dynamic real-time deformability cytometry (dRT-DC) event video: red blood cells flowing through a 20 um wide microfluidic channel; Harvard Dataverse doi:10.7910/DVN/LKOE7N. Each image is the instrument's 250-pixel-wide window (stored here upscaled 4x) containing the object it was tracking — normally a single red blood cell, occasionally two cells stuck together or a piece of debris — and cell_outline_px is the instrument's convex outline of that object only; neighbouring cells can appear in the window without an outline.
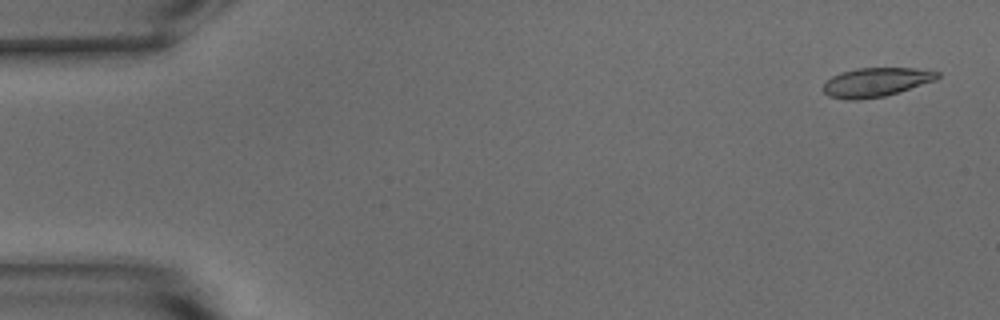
{"species": "common noctule bat (a hibernating species)", "species_latin": "Nyctalus noctula", "temperature_condition": "warm", "stored_images_in_passage": 54, "camera_frame_rate_fps": 3000, "um_per_image_px": 0.085, "animal": {"sex": "male", "body_mass_g": 15.6}, "frame": {"image": 1, "passage_image": 2, "time_ms": 0.333, "image_size_px": [1000, 320], "cell_outline_px": [[940, 76], [936, 80], [884, 96], [856, 100], [848, 100], [828, 96], [824, 92], [824, 80], [840, 72], [856, 68], [916, 68], [940, 72]], "centroid_in_image_um": [74.43, 6.98], "position_along_channel_um": 10.6, "area_um2": 19.31}}
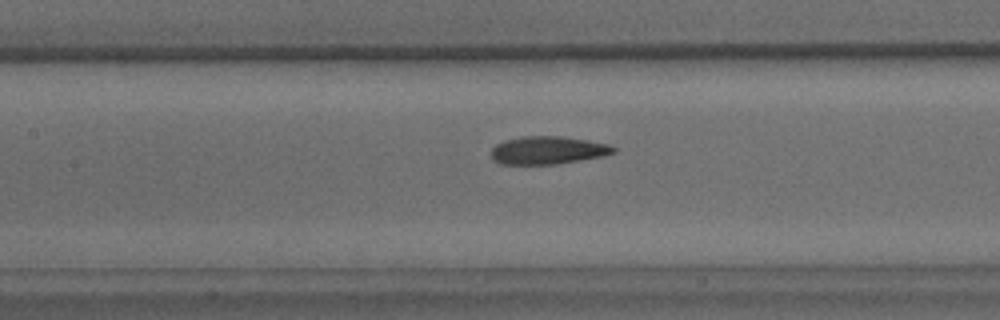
{"frame": {"image": 2, "passage_image": 24, "time_ms": 7.667, "image_size_px": [1000, 320], "cell_outline_px": [[616, 152], [604, 156], [556, 164], [500, 164], [492, 160], [492, 148], [496, 144], [504, 140], [520, 136], [560, 136], [588, 140], [608, 144], [616, 148]], "centroid_in_image_um": [46.56, 12.77], "position_along_channel_um": 160.8, "area_um2": 20.0}}
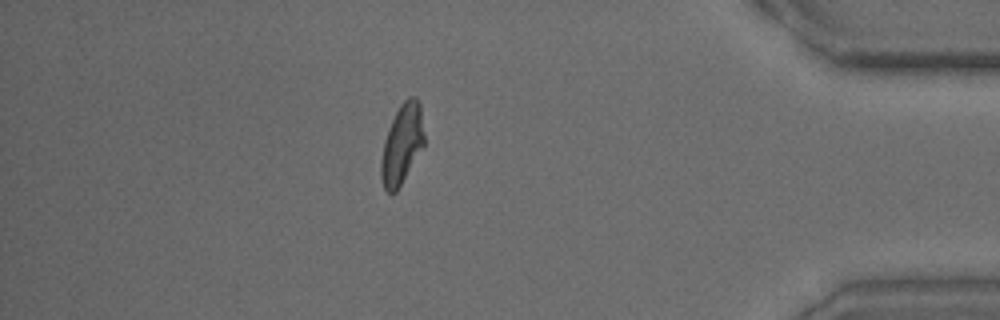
{"frame": {"image": 3, "passage_image": 46, "time_ms": 15.0, "image_size_px": [1000, 320], "cell_outline_px": [[424, 144], [396, 192], [388, 192], [384, 188], [380, 176], [380, 160], [384, 140], [388, 128], [400, 104], [408, 96], [416, 96], [420, 104], [424, 136]], "centroid_in_image_um": [34.14, 12.23], "position_along_channel_um": 401.1, "area_um2": 19.88}, "authors_computed_cell_mechanics": {"area_um2": 19.9988, "velocity_mm_per_s": 3.8106, "shape_relaxation_time_tau1_ms": 4.7872, "shape_relaxation_time_tau2_ms": 1.1982, "deformation_change_tau1": 0.1814, "deformation_change_tau2": 0.0919}}